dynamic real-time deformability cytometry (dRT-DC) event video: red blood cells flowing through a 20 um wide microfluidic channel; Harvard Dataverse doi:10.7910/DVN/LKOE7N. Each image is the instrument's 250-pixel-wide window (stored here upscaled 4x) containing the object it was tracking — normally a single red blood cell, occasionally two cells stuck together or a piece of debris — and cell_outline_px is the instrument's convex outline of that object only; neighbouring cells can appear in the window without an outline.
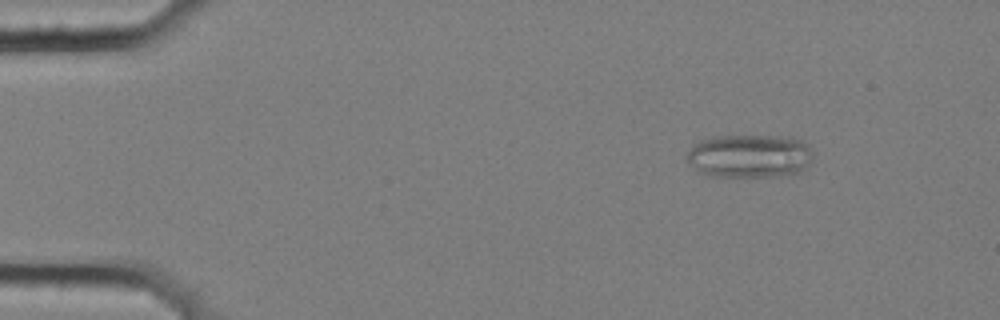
{"species": "common noctule bat (a hibernating species)", "species_latin": "Nyctalus noctula", "temperature_condition": "cold", "stored_images_in_passage": 6, "camera_frame_rate_fps": 3000, "um_per_image_px": 0.085, "animal": {"sex": "female", "body_mass_g": 25.1}, "frame": {"image": 1, "passage_image": 3, "time_ms": 0.667, "image_size_px": [1000, 320], "cell_outline_px": [[812, 160], [800, 172], [772, 176], [712, 176], [700, 172], [688, 164], [684, 156], [692, 144], [700, 140], [712, 136], [780, 136], [800, 140], [808, 144], [812, 152]], "centroid_in_image_um": [63.65, 13.25], "position_along_channel_um": 21.3, "area_um2": 32.08}}